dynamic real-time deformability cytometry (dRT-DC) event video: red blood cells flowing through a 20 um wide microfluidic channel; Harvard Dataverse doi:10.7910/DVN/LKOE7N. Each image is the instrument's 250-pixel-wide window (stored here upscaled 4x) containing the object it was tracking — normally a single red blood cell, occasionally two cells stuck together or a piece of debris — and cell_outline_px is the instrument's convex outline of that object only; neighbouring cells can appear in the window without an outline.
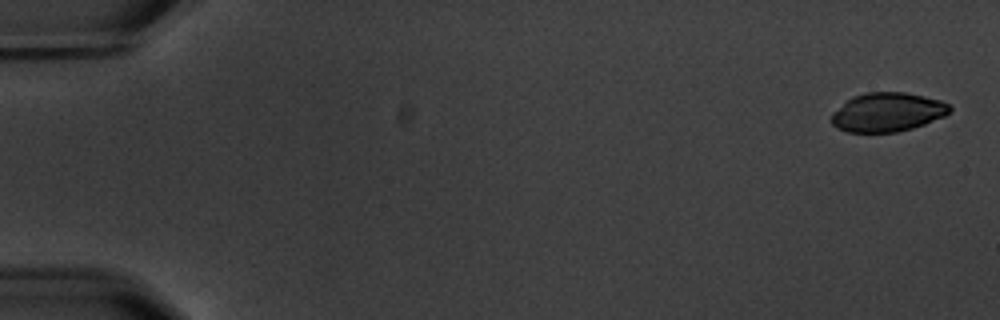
{"species": "common noctule bat (a hibernating species)", "species_latin": "Nyctalus noctula", "temperature_condition": "warm", "stored_images_in_passage": 6, "camera_frame_rate_fps": 3000, "um_per_image_px": 0.085, "animal": {"sex": "male", "body_mass_g": 20.1, "forearm_length_mm": 53.5}, "frame": {"image": 1, "passage_image": 1, "time_ms": 0.0, "image_size_px": [1000, 320], "cell_outline_px": [[952, 108], [944, 116], [924, 124], [912, 128], [896, 132], [848, 132], [836, 128], [832, 124], [832, 112], [852, 96], [864, 92], [904, 92], [924, 96], [940, 100], [948, 104]], "centroid_in_image_um": [75.41, 9.53], "position_along_channel_um": 9.6, "area_um2": 26.82}}